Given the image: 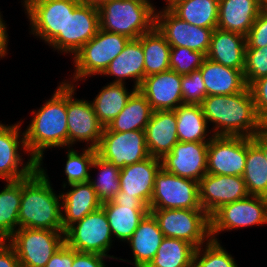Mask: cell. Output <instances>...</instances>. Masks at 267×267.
Segmentation results:
<instances>
[{
  "instance_id": "obj_48",
  "label": "cell",
  "mask_w": 267,
  "mask_h": 267,
  "mask_svg": "<svg viewBox=\"0 0 267 267\" xmlns=\"http://www.w3.org/2000/svg\"><path fill=\"white\" fill-rule=\"evenodd\" d=\"M0 267H20L17 254L7 241L0 246Z\"/></svg>"
},
{
  "instance_id": "obj_19",
  "label": "cell",
  "mask_w": 267,
  "mask_h": 267,
  "mask_svg": "<svg viewBox=\"0 0 267 267\" xmlns=\"http://www.w3.org/2000/svg\"><path fill=\"white\" fill-rule=\"evenodd\" d=\"M182 75L169 69L144 78L139 91L146 97L153 111L175 110L183 105Z\"/></svg>"
},
{
  "instance_id": "obj_9",
  "label": "cell",
  "mask_w": 267,
  "mask_h": 267,
  "mask_svg": "<svg viewBox=\"0 0 267 267\" xmlns=\"http://www.w3.org/2000/svg\"><path fill=\"white\" fill-rule=\"evenodd\" d=\"M65 243L77 252L95 253L118 259L108 254L112 246V233L102 207L72 224L65 232Z\"/></svg>"
},
{
  "instance_id": "obj_39",
  "label": "cell",
  "mask_w": 267,
  "mask_h": 267,
  "mask_svg": "<svg viewBox=\"0 0 267 267\" xmlns=\"http://www.w3.org/2000/svg\"><path fill=\"white\" fill-rule=\"evenodd\" d=\"M66 149H68V152L64 171L67 182H63V188H66L67 183L68 185H72L88 182L91 178L89 172L90 169H92V164L97 154L96 149L86 147L83 148V151L80 154L72 147Z\"/></svg>"
},
{
  "instance_id": "obj_12",
  "label": "cell",
  "mask_w": 267,
  "mask_h": 267,
  "mask_svg": "<svg viewBox=\"0 0 267 267\" xmlns=\"http://www.w3.org/2000/svg\"><path fill=\"white\" fill-rule=\"evenodd\" d=\"M64 82L67 83L68 147L76 142H86V147L96 149L104 126L99 122L91 101L74 99L76 84L71 80Z\"/></svg>"
},
{
  "instance_id": "obj_32",
  "label": "cell",
  "mask_w": 267,
  "mask_h": 267,
  "mask_svg": "<svg viewBox=\"0 0 267 267\" xmlns=\"http://www.w3.org/2000/svg\"><path fill=\"white\" fill-rule=\"evenodd\" d=\"M168 8L189 24L217 28L219 0H175Z\"/></svg>"
},
{
  "instance_id": "obj_34",
  "label": "cell",
  "mask_w": 267,
  "mask_h": 267,
  "mask_svg": "<svg viewBox=\"0 0 267 267\" xmlns=\"http://www.w3.org/2000/svg\"><path fill=\"white\" fill-rule=\"evenodd\" d=\"M141 44L145 57L144 78L170 69L171 46L156 26L141 35Z\"/></svg>"
},
{
  "instance_id": "obj_20",
  "label": "cell",
  "mask_w": 267,
  "mask_h": 267,
  "mask_svg": "<svg viewBox=\"0 0 267 267\" xmlns=\"http://www.w3.org/2000/svg\"><path fill=\"white\" fill-rule=\"evenodd\" d=\"M160 169L161 160L152 156L121 168L120 191L139 198L149 208L155 177Z\"/></svg>"
},
{
  "instance_id": "obj_14",
  "label": "cell",
  "mask_w": 267,
  "mask_h": 267,
  "mask_svg": "<svg viewBox=\"0 0 267 267\" xmlns=\"http://www.w3.org/2000/svg\"><path fill=\"white\" fill-rule=\"evenodd\" d=\"M21 121L14 125L0 123V179L15 181L31 175L39 164L33 159L24 163L23 152L28 153L24 132L21 133ZM21 133V134H20ZM23 159V160H22ZM24 163V164H23Z\"/></svg>"
},
{
  "instance_id": "obj_41",
  "label": "cell",
  "mask_w": 267,
  "mask_h": 267,
  "mask_svg": "<svg viewBox=\"0 0 267 267\" xmlns=\"http://www.w3.org/2000/svg\"><path fill=\"white\" fill-rule=\"evenodd\" d=\"M202 52L193 51L186 47H171L169 65L170 69L178 74H190L198 70L205 60Z\"/></svg>"
},
{
  "instance_id": "obj_47",
  "label": "cell",
  "mask_w": 267,
  "mask_h": 267,
  "mask_svg": "<svg viewBox=\"0 0 267 267\" xmlns=\"http://www.w3.org/2000/svg\"><path fill=\"white\" fill-rule=\"evenodd\" d=\"M74 249L64 243L50 258L45 267H72Z\"/></svg>"
},
{
  "instance_id": "obj_2",
  "label": "cell",
  "mask_w": 267,
  "mask_h": 267,
  "mask_svg": "<svg viewBox=\"0 0 267 267\" xmlns=\"http://www.w3.org/2000/svg\"><path fill=\"white\" fill-rule=\"evenodd\" d=\"M24 131L28 158H33L39 166L43 163L44 150L67 147V83L61 82L49 100L37 110Z\"/></svg>"
},
{
  "instance_id": "obj_13",
  "label": "cell",
  "mask_w": 267,
  "mask_h": 267,
  "mask_svg": "<svg viewBox=\"0 0 267 267\" xmlns=\"http://www.w3.org/2000/svg\"><path fill=\"white\" fill-rule=\"evenodd\" d=\"M96 151L99 157L120 169L150 156L144 130L114 132L104 127Z\"/></svg>"
},
{
  "instance_id": "obj_49",
  "label": "cell",
  "mask_w": 267,
  "mask_h": 267,
  "mask_svg": "<svg viewBox=\"0 0 267 267\" xmlns=\"http://www.w3.org/2000/svg\"><path fill=\"white\" fill-rule=\"evenodd\" d=\"M112 201L120 206H146L139 198L135 196L125 195V193L122 191H119L112 199Z\"/></svg>"
},
{
  "instance_id": "obj_11",
  "label": "cell",
  "mask_w": 267,
  "mask_h": 267,
  "mask_svg": "<svg viewBox=\"0 0 267 267\" xmlns=\"http://www.w3.org/2000/svg\"><path fill=\"white\" fill-rule=\"evenodd\" d=\"M149 209H202L198 182L161 168L155 177Z\"/></svg>"
},
{
  "instance_id": "obj_35",
  "label": "cell",
  "mask_w": 267,
  "mask_h": 267,
  "mask_svg": "<svg viewBox=\"0 0 267 267\" xmlns=\"http://www.w3.org/2000/svg\"><path fill=\"white\" fill-rule=\"evenodd\" d=\"M249 195L267 198V160L263 151L247 137V155L242 175Z\"/></svg>"
},
{
  "instance_id": "obj_42",
  "label": "cell",
  "mask_w": 267,
  "mask_h": 267,
  "mask_svg": "<svg viewBox=\"0 0 267 267\" xmlns=\"http://www.w3.org/2000/svg\"><path fill=\"white\" fill-rule=\"evenodd\" d=\"M243 75L248 87L255 80L267 76V46L261 48H246Z\"/></svg>"
},
{
  "instance_id": "obj_4",
  "label": "cell",
  "mask_w": 267,
  "mask_h": 267,
  "mask_svg": "<svg viewBox=\"0 0 267 267\" xmlns=\"http://www.w3.org/2000/svg\"><path fill=\"white\" fill-rule=\"evenodd\" d=\"M150 0H106L98 6L100 29L138 39L155 27L156 8Z\"/></svg>"
},
{
  "instance_id": "obj_10",
  "label": "cell",
  "mask_w": 267,
  "mask_h": 267,
  "mask_svg": "<svg viewBox=\"0 0 267 267\" xmlns=\"http://www.w3.org/2000/svg\"><path fill=\"white\" fill-rule=\"evenodd\" d=\"M211 238L218 241L222 231L267 225V198L249 195L248 197L222 205L211 216Z\"/></svg>"
},
{
  "instance_id": "obj_50",
  "label": "cell",
  "mask_w": 267,
  "mask_h": 267,
  "mask_svg": "<svg viewBox=\"0 0 267 267\" xmlns=\"http://www.w3.org/2000/svg\"><path fill=\"white\" fill-rule=\"evenodd\" d=\"M8 38L7 26L0 11V58L7 55Z\"/></svg>"
},
{
  "instance_id": "obj_37",
  "label": "cell",
  "mask_w": 267,
  "mask_h": 267,
  "mask_svg": "<svg viewBox=\"0 0 267 267\" xmlns=\"http://www.w3.org/2000/svg\"><path fill=\"white\" fill-rule=\"evenodd\" d=\"M6 184L0 191V235L7 241L19 229L21 179Z\"/></svg>"
},
{
  "instance_id": "obj_18",
  "label": "cell",
  "mask_w": 267,
  "mask_h": 267,
  "mask_svg": "<svg viewBox=\"0 0 267 267\" xmlns=\"http://www.w3.org/2000/svg\"><path fill=\"white\" fill-rule=\"evenodd\" d=\"M208 142H177L161 160V168L197 182L207 173Z\"/></svg>"
},
{
  "instance_id": "obj_45",
  "label": "cell",
  "mask_w": 267,
  "mask_h": 267,
  "mask_svg": "<svg viewBox=\"0 0 267 267\" xmlns=\"http://www.w3.org/2000/svg\"><path fill=\"white\" fill-rule=\"evenodd\" d=\"M257 114L267 126V76L255 80L250 86Z\"/></svg>"
},
{
  "instance_id": "obj_16",
  "label": "cell",
  "mask_w": 267,
  "mask_h": 267,
  "mask_svg": "<svg viewBox=\"0 0 267 267\" xmlns=\"http://www.w3.org/2000/svg\"><path fill=\"white\" fill-rule=\"evenodd\" d=\"M247 155V137L214 136L208 142L207 173L242 176Z\"/></svg>"
},
{
  "instance_id": "obj_43",
  "label": "cell",
  "mask_w": 267,
  "mask_h": 267,
  "mask_svg": "<svg viewBox=\"0 0 267 267\" xmlns=\"http://www.w3.org/2000/svg\"><path fill=\"white\" fill-rule=\"evenodd\" d=\"M183 104L201 105L207 97L205 84L199 70L182 75Z\"/></svg>"
},
{
  "instance_id": "obj_38",
  "label": "cell",
  "mask_w": 267,
  "mask_h": 267,
  "mask_svg": "<svg viewBox=\"0 0 267 267\" xmlns=\"http://www.w3.org/2000/svg\"><path fill=\"white\" fill-rule=\"evenodd\" d=\"M92 168H99L100 170L97 179L90 178L89 180L97 194L98 199L102 203L112 200L120 191V168L116 167L111 162L102 159L97 154L93 161Z\"/></svg>"
},
{
  "instance_id": "obj_15",
  "label": "cell",
  "mask_w": 267,
  "mask_h": 267,
  "mask_svg": "<svg viewBox=\"0 0 267 267\" xmlns=\"http://www.w3.org/2000/svg\"><path fill=\"white\" fill-rule=\"evenodd\" d=\"M156 12L157 29L171 47H186L207 55L214 29L189 24L176 16L168 7Z\"/></svg>"
},
{
  "instance_id": "obj_5",
  "label": "cell",
  "mask_w": 267,
  "mask_h": 267,
  "mask_svg": "<svg viewBox=\"0 0 267 267\" xmlns=\"http://www.w3.org/2000/svg\"><path fill=\"white\" fill-rule=\"evenodd\" d=\"M79 4V0H32L24 7L30 21V33L44 40L53 50L66 53L67 14Z\"/></svg>"
},
{
  "instance_id": "obj_54",
  "label": "cell",
  "mask_w": 267,
  "mask_h": 267,
  "mask_svg": "<svg viewBox=\"0 0 267 267\" xmlns=\"http://www.w3.org/2000/svg\"><path fill=\"white\" fill-rule=\"evenodd\" d=\"M32 0H23V1H21V2H23L22 3V5L25 7L27 4H29L30 2H31Z\"/></svg>"
},
{
  "instance_id": "obj_44",
  "label": "cell",
  "mask_w": 267,
  "mask_h": 267,
  "mask_svg": "<svg viewBox=\"0 0 267 267\" xmlns=\"http://www.w3.org/2000/svg\"><path fill=\"white\" fill-rule=\"evenodd\" d=\"M267 46V9H263L246 35V48Z\"/></svg>"
},
{
  "instance_id": "obj_30",
  "label": "cell",
  "mask_w": 267,
  "mask_h": 267,
  "mask_svg": "<svg viewBox=\"0 0 267 267\" xmlns=\"http://www.w3.org/2000/svg\"><path fill=\"white\" fill-rule=\"evenodd\" d=\"M153 110L146 97L137 89L129 98L124 109L108 125L114 132L144 130Z\"/></svg>"
},
{
  "instance_id": "obj_29",
  "label": "cell",
  "mask_w": 267,
  "mask_h": 267,
  "mask_svg": "<svg viewBox=\"0 0 267 267\" xmlns=\"http://www.w3.org/2000/svg\"><path fill=\"white\" fill-rule=\"evenodd\" d=\"M101 207L106 213L113 238H118L122 242L130 239L141 220L149 212L147 206H120L112 200L103 202Z\"/></svg>"
},
{
  "instance_id": "obj_25",
  "label": "cell",
  "mask_w": 267,
  "mask_h": 267,
  "mask_svg": "<svg viewBox=\"0 0 267 267\" xmlns=\"http://www.w3.org/2000/svg\"><path fill=\"white\" fill-rule=\"evenodd\" d=\"M246 36L215 28L206 58L236 70H244Z\"/></svg>"
},
{
  "instance_id": "obj_8",
  "label": "cell",
  "mask_w": 267,
  "mask_h": 267,
  "mask_svg": "<svg viewBox=\"0 0 267 267\" xmlns=\"http://www.w3.org/2000/svg\"><path fill=\"white\" fill-rule=\"evenodd\" d=\"M14 248L20 267H45L65 243L64 231L19 228L7 240Z\"/></svg>"
},
{
  "instance_id": "obj_31",
  "label": "cell",
  "mask_w": 267,
  "mask_h": 267,
  "mask_svg": "<svg viewBox=\"0 0 267 267\" xmlns=\"http://www.w3.org/2000/svg\"><path fill=\"white\" fill-rule=\"evenodd\" d=\"M125 84L110 82L91 101L94 112L104 127H107L118 116L126 106L131 95L137 90L133 87V90L129 92Z\"/></svg>"
},
{
  "instance_id": "obj_26",
  "label": "cell",
  "mask_w": 267,
  "mask_h": 267,
  "mask_svg": "<svg viewBox=\"0 0 267 267\" xmlns=\"http://www.w3.org/2000/svg\"><path fill=\"white\" fill-rule=\"evenodd\" d=\"M144 60L141 36L138 39H130L101 75L114 76L113 83H126L125 79L131 78L135 80L133 87L139 89L144 80Z\"/></svg>"
},
{
  "instance_id": "obj_36",
  "label": "cell",
  "mask_w": 267,
  "mask_h": 267,
  "mask_svg": "<svg viewBox=\"0 0 267 267\" xmlns=\"http://www.w3.org/2000/svg\"><path fill=\"white\" fill-rule=\"evenodd\" d=\"M196 247L189 242L164 237L147 267H192Z\"/></svg>"
},
{
  "instance_id": "obj_21",
  "label": "cell",
  "mask_w": 267,
  "mask_h": 267,
  "mask_svg": "<svg viewBox=\"0 0 267 267\" xmlns=\"http://www.w3.org/2000/svg\"><path fill=\"white\" fill-rule=\"evenodd\" d=\"M149 155L161 159L178 142L177 119L174 110L153 111L145 129Z\"/></svg>"
},
{
  "instance_id": "obj_22",
  "label": "cell",
  "mask_w": 267,
  "mask_h": 267,
  "mask_svg": "<svg viewBox=\"0 0 267 267\" xmlns=\"http://www.w3.org/2000/svg\"><path fill=\"white\" fill-rule=\"evenodd\" d=\"M98 7L79 4L71 13L67 14L66 23V54L73 56L89 42L99 31Z\"/></svg>"
},
{
  "instance_id": "obj_23",
  "label": "cell",
  "mask_w": 267,
  "mask_h": 267,
  "mask_svg": "<svg viewBox=\"0 0 267 267\" xmlns=\"http://www.w3.org/2000/svg\"><path fill=\"white\" fill-rule=\"evenodd\" d=\"M262 10L261 0H219L217 28L246 36Z\"/></svg>"
},
{
  "instance_id": "obj_6",
  "label": "cell",
  "mask_w": 267,
  "mask_h": 267,
  "mask_svg": "<svg viewBox=\"0 0 267 267\" xmlns=\"http://www.w3.org/2000/svg\"><path fill=\"white\" fill-rule=\"evenodd\" d=\"M130 39L99 29L97 34L73 56L75 72L72 82L100 75L124 49Z\"/></svg>"
},
{
  "instance_id": "obj_1",
  "label": "cell",
  "mask_w": 267,
  "mask_h": 267,
  "mask_svg": "<svg viewBox=\"0 0 267 267\" xmlns=\"http://www.w3.org/2000/svg\"><path fill=\"white\" fill-rule=\"evenodd\" d=\"M201 107L207 122L215 125L213 136L251 138L266 127L257 114L248 86L232 95H209Z\"/></svg>"
},
{
  "instance_id": "obj_3",
  "label": "cell",
  "mask_w": 267,
  "mask_h": 267,
  "mask_svg": "<svg viewBox=\"0 0 267 267\" xmlns=\"http://www.w3.org/2000/svg\"><path fill=\"white\" fill-rule=\"evenodd\" d=\"M19 228L64 231L61 194H56L46 170L39 166L31 175L21 179Z\"/></svg>"
},
{
  "instance_id": "obj_28",
  "label": "cell",
  "mask_w": 267,
  "mask_h": 267,
  "mask_svg": "<svg viewBox=\"0 0 267 267\" xmlns=\"http://www.w3.org/2000/svg\"><path fill=\"white\" fill-rule=\"evenodd\" d=\"M201 72L206 95H232L242 92L246 87L243 71L216 63L205 58Z\"/></svg>"
},
{
  "instance_id": "obj_17",
  "label": "cell",
  "mask_w": 267,
  "mask_h": 267,
  "mask_svg": "<svg viewBox=\"0 0 267 267\" xmlns=\"http://www.w3.org/2000/svg\"><path fill=\"white\" fill-rule=\"evenodd\" d=\"M201 208L211 216L222 205L249 196L242 176L206 173L198 182Z\"/></svg>"
},
{
  "instance_id": "obj_46",
  "label": "cell",
  "mask_w": 267,
  "mask_h": 267,
  "mask_svg": "<svg viewBox=\"0 0 267 267\" xmlns=\"http://www.w3.org/2000/svg\"><path fill=\"white\" fill-rule=\"evenodd\" d=\"M107 256L95 253H82L74 250V259L72 267H106Z\"/></svg>"
},
{
  "instance_id": "obj_53",
  "label": "cell",
  "mask_w": 267,
  "mask_h": 267,
  "mask_svg": "<svg viewBox=\"0 0 267 267\" xmlns=\"http://www.w3.org/2000/svg\"><path fill=\"white\" fill-rule=\"evenodd\" d=\"M263 9H267V0H261Z\"/></svg>"
},
{
  "instance_id": "obj_40",
  "label": "cell",
  "mask_w": 267,
  "mask_h": 267,
  "mask_svg": "<svg viewBox=\"0 0 267 267\" xmlns=\"http://www.w3.org/2000/svg\"><path fill=\"white\" fill-rule=\"evenodd\" d=\"M234 260L219 240L211 239L206 245L196 248L192 267H238Z\"/></svg>"
},
{
  "instance_id": "obj_27",
  "label": "cell",
  "mask_w": 267,
  "mask_h": 267,
  "mask_svg": "<svg viewBox=\"0 0 267 267\" xmlns=\"http://www.w3.org/2000/svg\"><path fill=\"white\" fill-rule=\"evenodd\" d=\"M164 239V234L153 214L149 211L139 223L130 239L127 241L131 246L135 267H147L153 260L157 250Z\"/></svg>"
},
{
  "instance_id": "obj_56",
  "label": "cell",
  "mask_w": 267,
  "mask_h": 267,
  "mask_svg": "<svg viewBox=\"0 0 267 267\" xmlns=\"http://www.w3.org/2000/svg\"><path fill=\"white\" fill-rule=\"evenodd\" d=\"M6 240L0 235V246L5 242Z\"/></svg>"
},
{
  "instance_id": "obj_52",
  "label": "cell",
  "mask_w": 267,
  "mask_h": 267,
  "mask_svg": "<svg viewBox=\"0 0 267 267\" xmlns=\"http://www.w3.org/2000/svg\"><path fill=\"white\" fill-rule=\"evenodd\" d=\"M106 0H79L81 4H88V5H94V6H99Z\"/></svg>"
},
{
  "instance_id": "obj_51",
  "label": "cell",
  "mask_w": 267,
  "mask_h": 267,
  "mask_svg": "<svg viewBox=\"0 0 267 267\" xmlns=\"http://www.w3.org/2000/svg\"><path fill=\"white\" fill-rule=\"evenodd\" d=\"M251 138L252 141L263 151L267 160V126Z\"/></svg>"
},
{
  "instance_id": "obj_33",
  "label": "cell",
  "mask_w": 267,
  "mask_h": 267,
  "mask_svg": "<svg viewBox=\"0 0 267 267\" xmlns=\"http://www.w3.org/2000/svg\"><path fill=\"white\" fill-rule=\"evenodd\" d=\"M174 111L179 142H209L214 137L207 134L208 122L201 105L183 104Z\"/></svg>"
},
{
  "instance_id": "obj_7",
  "label": "cell",
  "mask_w": 267,
  "mask_h": 267,
  "mask_svg": "<svg viewBox=\"0 0 267 267\" xmlns=\"http://www.w3.org/2000/svg\"><path fill=\"white\" fill-rule=\"evenodd\" d=\"M164 237L182 239L199 248L211 238L210 216L203 209H149Z\"/></svg>"
},
{
  "instance_id": "obj_24",
  "label": "cell",
  "mask_w": 267,
  "mask_h": 267,
  "mask_svg": "<svg viewBox=\"0 0 267 267\" xmlns=\"http://www.w3.org/2000/svg\"><path fill=\"white\" fill-rule=\"evenodd\" d=\"M70 190L61 192V212L64 232L87 214L99 209L102 202L98 199L91 183L82 182L69 185ZM64 212V213H63Z\"/></svg>"
},
{
  "instance_id": "obj_55",
  "label": "cell",
  "mask_w": 267,
  "mask_h": 267,
  "mask_svg": "<svg viewBox=\"0 0 267 267\" xmlns=\"http://www.w3.org/2000/svg\"><path fill=\"white\" fill-rule=\"evenodd\" d=\"M175 0H166L167 4L166 7H168L171 3H173Z\"/></svg>"
}]
</instances>
